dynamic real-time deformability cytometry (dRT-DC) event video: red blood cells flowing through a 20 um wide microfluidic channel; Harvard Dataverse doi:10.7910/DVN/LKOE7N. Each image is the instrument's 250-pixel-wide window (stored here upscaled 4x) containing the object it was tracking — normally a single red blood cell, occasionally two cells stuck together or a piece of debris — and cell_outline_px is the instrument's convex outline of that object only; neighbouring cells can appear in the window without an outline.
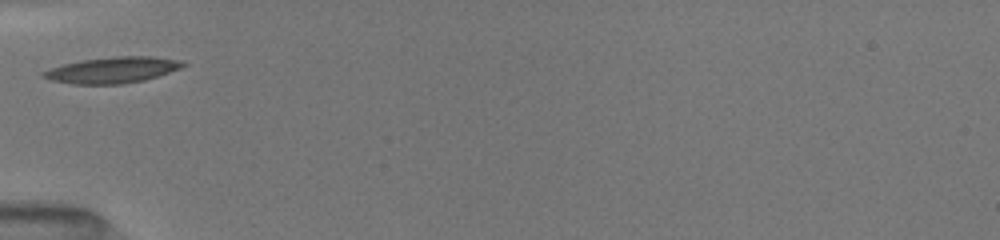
{"species": "common noctule bat (a hibernating species)", "species_latin": "Nyctalus noctula", "temperature_condition": "room temperature", "stored_images_in_passage": 14, "camera_frame_rate_fps": 3000, "um_per_image_px": 0.085, "animal": {"sex": "female", "body_mass_g": 19.5, "forearm_length_mm": 54.1}, "frame": {"image": 1, "passage_image": 1, "time_ms": 0.0, "image_size_px": [1000, 240], "cell_outline_px": [[188, 64], [180, 68], [144, 80], [120, 84], [72, 84], [52, 80], [40, 76], [40, 72], [48, 68], [80, 60], [112, 56], [152, 56], [180, 60]], "centroid_in_image_um": [9.51, 5.94], "position_along_channel_um": 75.5, "area_um2": 21.27}}
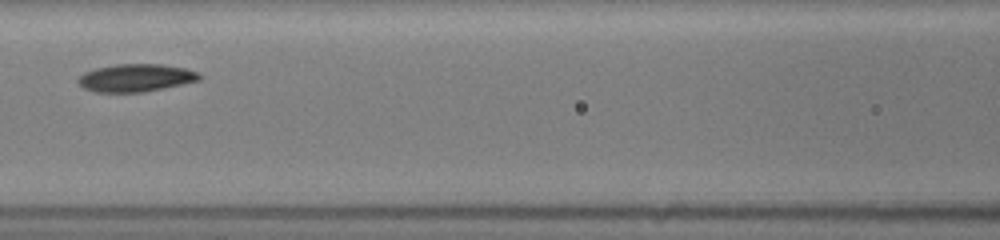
{"frame": {"image": 2, "passage_image": 6, "time_ms": 2.0, "image_size_px": [1000, 240], "cell_outline_px": [[200, 80], [164, 88], [140, 92], [92, 92], [84, 88], [76, 80], [84, 72], [96, 68], [116, 64], [160, 64], [184, 68], [196, 72], [200, 76]], "centroid_in_image_um": [11.5, 6.62], "position_along_channel_um": 155.1, "area_um2": 19.42}}
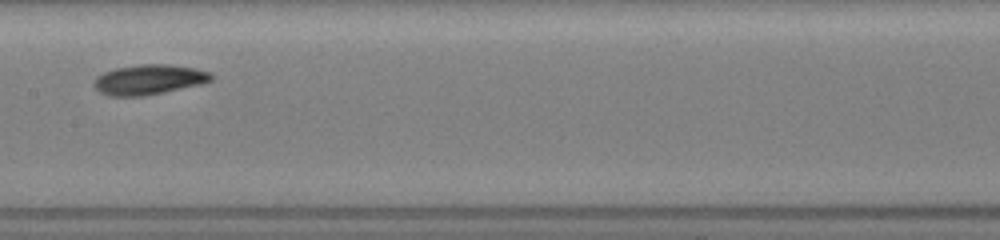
{"frame": {"image": 3, "passage_image": 9, "time_ms": 3.0, "image_size_px": [1000, 240], "cell_outline_px": [[212, 80], [200, 84], [164, 92], [144, 96], [108, 96], [100, 92], [92, 84], [96, 76], [104, 72], [116, 68], [140, 64], [168, 64], [196, 68], [208, 72], [212, 76]], "centroid_in_image_um": [12.62, 6.76], "position_along_channel_um": 194.8, "area_um2": 20.46}}